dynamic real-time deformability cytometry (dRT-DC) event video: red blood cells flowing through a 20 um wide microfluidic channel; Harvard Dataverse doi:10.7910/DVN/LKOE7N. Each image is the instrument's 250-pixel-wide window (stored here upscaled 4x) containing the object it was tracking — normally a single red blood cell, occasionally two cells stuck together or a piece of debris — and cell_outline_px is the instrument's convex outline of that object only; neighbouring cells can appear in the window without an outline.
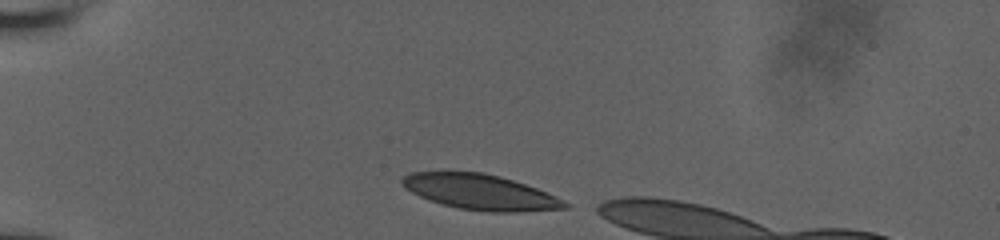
{"species": "human", "species_latin": "Homo sapiens", "temperature_condition": "room temperature", "stored_images_in_passage": 9, "camera_frame_rate_fps": 3000, "um_per_image_px": 0.085, "donor": {"sex": "male"}, "frame": {"image": 1, "passage_image": 2, "time_ms": 0.333, "image_size_px": [1000, 240], "cell_outline_px": [[568, 208], [512, 212], [492, 212], [460, 208], [440, 204], [428, 200], [404, 188], [400, 184], [400, 180], [408, 172], [444, 168], [484, 172], [500, 176], [536, 188], [564, 200], [568, 204]], "centroid_in_image_um": [40.67, 16.26], "position_along_channel_um": 44.3, "area_um2": 34.39}}